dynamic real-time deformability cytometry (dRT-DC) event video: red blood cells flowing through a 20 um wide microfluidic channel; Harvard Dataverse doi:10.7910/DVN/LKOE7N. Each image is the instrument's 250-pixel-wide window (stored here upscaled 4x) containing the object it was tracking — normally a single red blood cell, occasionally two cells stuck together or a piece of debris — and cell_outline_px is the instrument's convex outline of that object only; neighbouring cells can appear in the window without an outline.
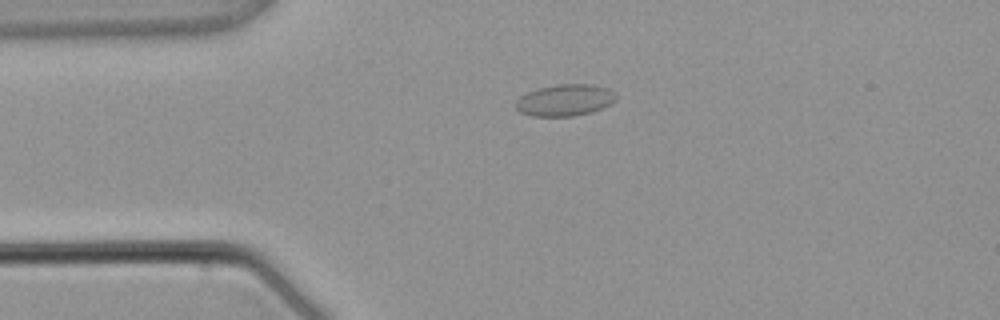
{"species": "common noctule bat (a hibernating species)", "species_latin": "Nyctalus noctula", "temperature_condition": "warm", "stored_images_in_passage": 2, "camera_frame_rate_fps": 3000, "um_per_image_px": 0.085, "animal": {"sex": "male", "body_mass_g": 21.5, "forearm_length_mm": 52.0}, "frame": {"image": 1, "passage_image": 1, "time_ms": 0.0, "image_size_px": [1000, 320], "cell_outline_px": [[616, 100], [592, 112], [572, 116], [532, 116], [520, 112], [516, 108], [516, 100], [520, 96], [528, 92], [540, 88], [556, 84], [592, 84], [608, 88], [616, 96]], "centroid_in_image_um": [48.0, 8.51], "position_along_channel_um": 37.0, "area_um2": 18.32}}